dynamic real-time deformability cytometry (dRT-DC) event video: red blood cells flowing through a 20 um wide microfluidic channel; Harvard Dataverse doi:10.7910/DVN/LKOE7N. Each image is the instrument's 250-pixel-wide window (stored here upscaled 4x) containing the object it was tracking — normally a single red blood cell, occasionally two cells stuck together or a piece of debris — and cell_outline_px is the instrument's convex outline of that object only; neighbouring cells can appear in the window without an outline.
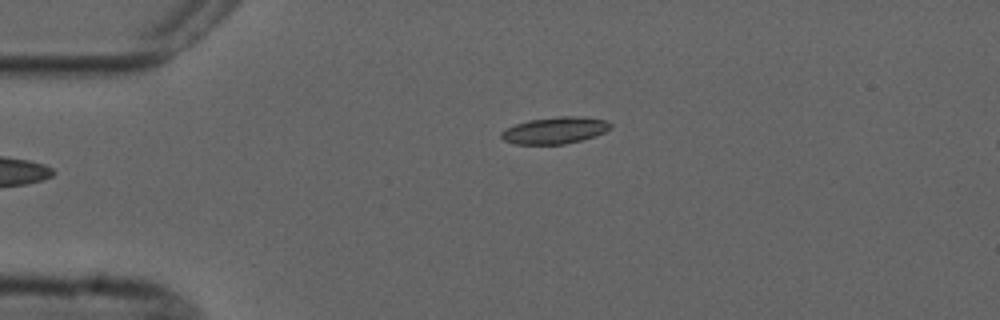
{"species": "common noctule bat (a hibernating species)", "species_latin": "Nyctalus noctula", "temperature_condition": "cold", "stored_images_in_passage": 3, "camera_frame_rate_fps": 3000, "um_per_image_px": 0.085, "animal": {"sex": "male", "forearm_length_mm": 52.5}, "frame": {"image": 1, "passage_image": 3, "time_ms": 2.333, "image_size_px": [1000, 320], "cell_outline_px": [[612, 128], [596, 136], [564, 144], [516, 144], [504, 140], [500, 136], [500, 132], [516, 124], [528, 120], [560, 116], [580, 116], [608, 120], [612, 124]], "centroid_in_image_um": [47.21, 11.07], "position_along_channel_um": 37.8, "area_um2": 17.05}}